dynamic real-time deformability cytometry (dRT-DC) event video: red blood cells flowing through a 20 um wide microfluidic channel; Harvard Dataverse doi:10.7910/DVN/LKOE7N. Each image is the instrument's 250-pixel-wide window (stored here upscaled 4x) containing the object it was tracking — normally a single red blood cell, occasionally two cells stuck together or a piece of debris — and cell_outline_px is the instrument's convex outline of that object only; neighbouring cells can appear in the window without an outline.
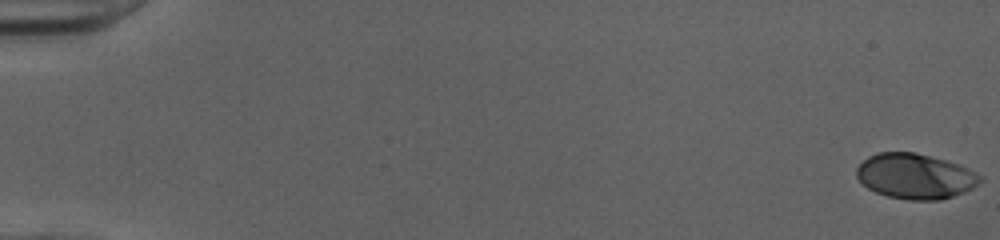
{"species": "human", "species_latin": "Homo sapiens", "temperature_condition": "cold", "stored_images_in_passage": 52, "camera_frame_rate_fps": 3000, "um_per_image_px": 0.085, "donor": {"sex": "female"}, "frame": {"image": 1, "passage_image": 1, "time_ms": 0.0, "image_size_px": [1000, 240], "cell_outline_px": [[984, 180], [972, 188], [964, 192], [940, 200], [908, 200], [888, 196], [876, 192], [868, 188], [856, 176], [856, 168], [868, 156], [876, 152], [916, 152], [944, 160], [968, 168], [984, 176]], "centroid_in_image_um": [77.81, 14.98], "position_along_channel_um": 7.2, "area_um2": 32.6}}
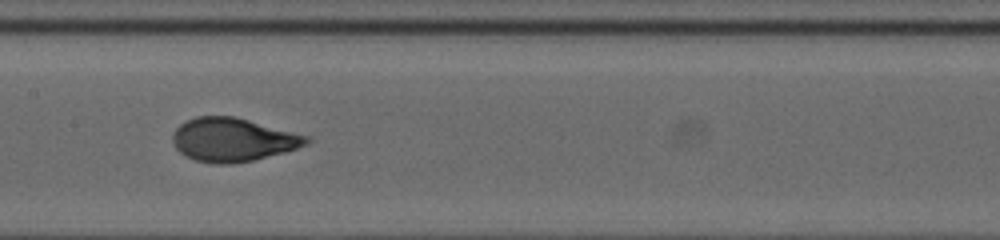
{"frame": {"image": 2, "passage_image": 28, "time_ms": 9.0, "image_size_px": [1000, 240], "cell_outline_px": [[312, 140], [308, 144], [284, 152], [252, 160], [232, 164], [212, 164], [196, 160], [184, 156], [176, 148], [172, 140], [172, 136], [176, 128], [180, 124], [196, 116], [236, 116], [312, 136]], "centroid_in_image_um": [19.83, 11.87], "position_along_channel_um": 187.6, "area_um2": 34.28}}
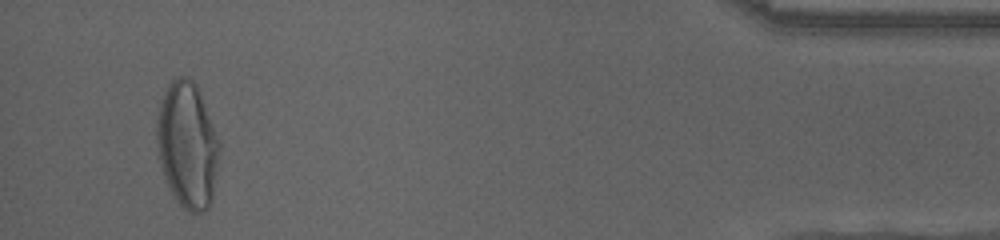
{"frame": {"image": 3, "passage_image": 50, "time_ms": 16.333, "image_size_px": [1000, 240], "cell_outline_px": [[220, 148], [212, 200], [208, 208], [204, 212], [192, 212], [184, 208], [176, 200], [164, 176], [160, 164], [156, 144], [156, 120], [160, 104], [164, 92], [168, 84], [172, 80], [180, 76], [188, 76], [196, 84], [220, 140]], "centroid_in_image_um": [15.93, 12.31], "position_along_channel_um": 419.3, "area_um2": 46.07}, "authors_computed_cell_mechanics": {"area_um2": 33.4662, "velocity_mm_per_s": 4.035, "shape_relaxation_time_tau1_ms": 4.7164, "shape_relaxation_time_tau2_ms": null, "deformation_change_tau1": 0.224, "deformation_change_tau2": null}}